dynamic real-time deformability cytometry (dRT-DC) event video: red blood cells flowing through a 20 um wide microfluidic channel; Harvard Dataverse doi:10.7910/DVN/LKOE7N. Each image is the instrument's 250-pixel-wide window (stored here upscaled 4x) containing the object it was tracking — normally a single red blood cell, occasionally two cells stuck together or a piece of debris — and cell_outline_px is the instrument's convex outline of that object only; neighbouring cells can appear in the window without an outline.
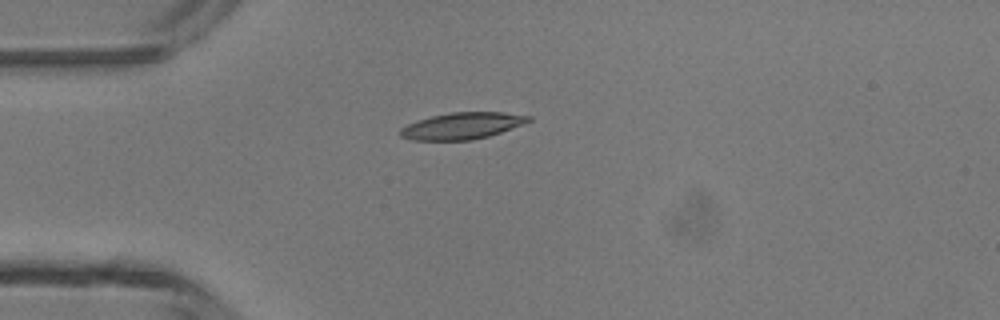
{"species": "common noctule bat (a hibernating species)", "species_latin": "Nyctalus noctula", "temperature_condition": "room temperature", "stored_images_in_passage": 3, "camera_frame_rate_fps": 3000, "um_per_image_px": 0.085, "animal": {"sex": "male", "body_mass_g": 13.3}, "frame": {"image": 1, "passage_image": 2, "time_ms": 1.333, "image_size_px": [1000, 320], "cell_outline_px": [[532, 120], [524, 124], [488, 136], [472, 140], [412, 140], [400, 136], [400, 128], [408, 124], [432, 116], [452, 112], [504, 112], [532, 116]], "centroid_in_image_um": [39.31, 10.69], "position_along_channel_um": 45.7, "area_um2": 19.77}}